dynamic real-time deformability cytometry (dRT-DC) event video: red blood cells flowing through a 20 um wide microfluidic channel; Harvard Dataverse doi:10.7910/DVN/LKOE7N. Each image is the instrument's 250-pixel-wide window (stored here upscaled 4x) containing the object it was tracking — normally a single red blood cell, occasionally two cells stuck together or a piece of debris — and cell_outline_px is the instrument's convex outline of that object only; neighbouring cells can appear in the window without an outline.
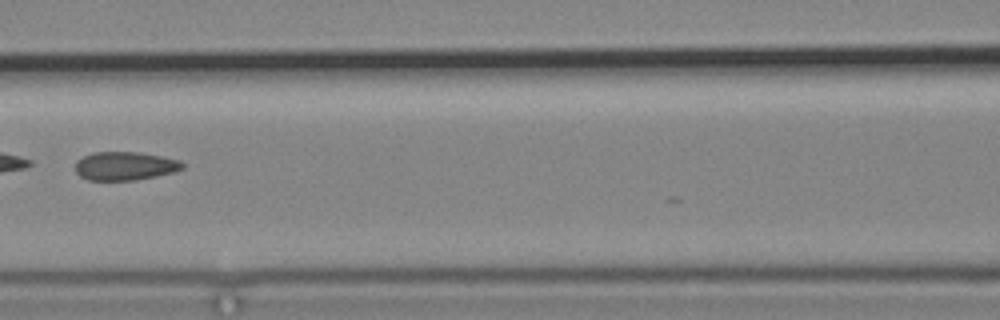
{"species": "common noctule bat (a hibernating species)", "species_latin": "Nyctalus noctula", "temperature_condition": "cold", "stored_images_in_passage": 9, "camera_frame_rate_fps": 3000, "um_per_image_px": 0.085, "animal": {"sex": "male", "body_mass_g": 19.2, "forearm_length_mm": 51.8}, "frame": {"image": 1, "passage_image": 5, "time_ms": 5.333, "image_size_px": [1000, 320], "cell_outline_px": [[184, 168], [172, 172], [156, 176], [132, 180], [88, 180], [80, 176], [76, 172], [76, 160], [92, 152], [140, 152], [180, 160], [184, 164]], "centroid_in_image_um": [10.61, 14.1], "position_along_channel_um": 156.0, "area_um2": 17.74}}
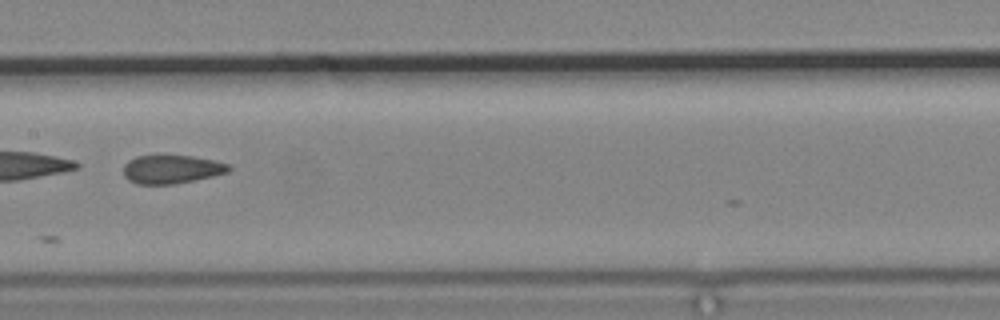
{"frame": {"image": 2, "passage_image": 6, "time_ms": 6.333, "image_size_px": [1000, 320], "cell_outline_px": [[232, 168], [228, 172], [196, 180], [172, 184], [136, 184], [128, 180], [124, 176], [124, 164], [128, 160], [136, 156], [192, 156], [216, 160], [228, 164]], "centroid_in_image_um": [14.59, 14.39], "position_along_channel_um": 192.8, "area_um2": 17.51}}